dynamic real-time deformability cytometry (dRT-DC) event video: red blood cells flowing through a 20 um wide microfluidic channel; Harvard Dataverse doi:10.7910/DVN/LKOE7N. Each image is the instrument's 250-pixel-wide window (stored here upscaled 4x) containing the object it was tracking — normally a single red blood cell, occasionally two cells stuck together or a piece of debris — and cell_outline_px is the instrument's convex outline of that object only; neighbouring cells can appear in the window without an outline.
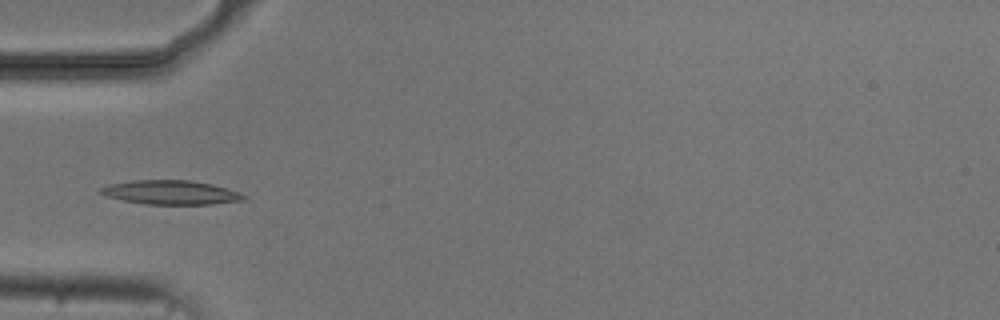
{"species": "common noctule bat (a hibernating species)", "species_latin": "Nyctalus noctula", "temperature_condition": "cold", "stored_images_in_passage": 3, "camera_frame_rate_fps": 3000, "um_per_image_px": 0.085, "animal": {"sex": "male", "body_mass_g": 20.5, "forearm_length_mm": 52.5}, "frame": {"image": 1, "passage_image": 3, "time_ms": 3.333, "image_size_px": [1000, 320], "cell_outline_px": [[248, 196], [244, 200], [212, 204], [144, 204], [104, 196], [96, 192], [100, 188], [112, 184], [136, 180], [188, 180], [212, 184]], "centroid_in_image_um": [14.48, 16.36], "position_along_channel_um": 70.5, "area_um2": 19.88}}